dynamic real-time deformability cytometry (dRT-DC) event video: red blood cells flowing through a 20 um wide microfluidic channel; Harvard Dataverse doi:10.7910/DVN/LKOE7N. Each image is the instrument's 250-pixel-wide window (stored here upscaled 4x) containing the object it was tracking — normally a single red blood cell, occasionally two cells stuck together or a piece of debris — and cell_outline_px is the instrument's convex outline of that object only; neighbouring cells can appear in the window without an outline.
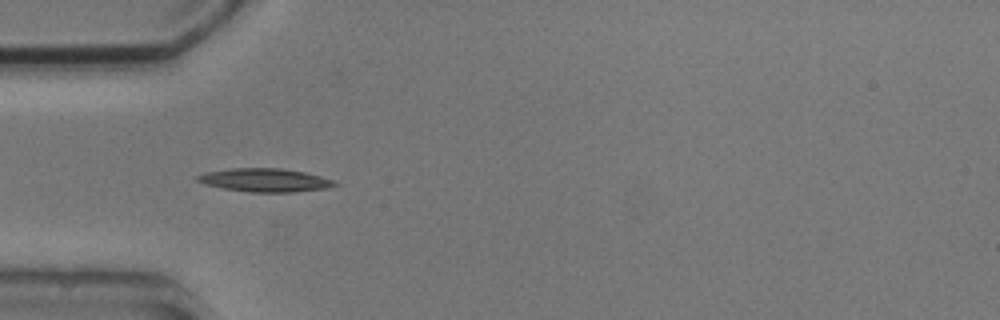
{"species": "common noctule bat (a hibernating species)", "species_latin": "Nyctalus noctula", "temperature_condition": "cold", "stored_images_in_passage": 2, "camera_frame_rate_fps": 3000, "um_per_image_px": 0.085, "animal": {"sex": "male", "body_mass_g": 20.5, "forearm_length_mm": 52.5}, "frame": {"image": 1, "passage_image": 1, "time_ms": 0.0, "image_size_px": [1000, 320], "cell_outline_px": [[340, 184], [328, 188], [292, 192], [248, 192], [224, 188], [204, 184], [196, 180], [196, 176], [204, 172], [232, 168], [280, 168], [304, 172], [320, 176], [332, 180]], "centroid_in_image_um": [22.5, 15.31], "position_along_channel_um": 62.5, "area_um2": 18.67}}